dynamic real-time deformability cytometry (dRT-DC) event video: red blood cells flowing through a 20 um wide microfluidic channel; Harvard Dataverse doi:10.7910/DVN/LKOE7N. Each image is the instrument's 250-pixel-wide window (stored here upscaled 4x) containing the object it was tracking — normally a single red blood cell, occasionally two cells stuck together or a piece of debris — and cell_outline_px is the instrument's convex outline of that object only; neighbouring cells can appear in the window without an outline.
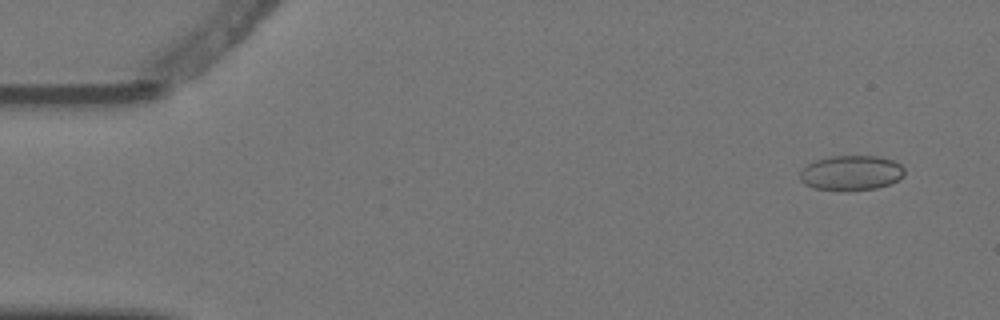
{"species": "Egyptian fruit bat (a non-hibernating species)", "species_latin": "Rousettus aegyptiacus", "temperature_condition": "warm", "stored_images_in_passage": 8, "camera_frame_rate_fps": 3000, "um_per_image_px": 0.085, "animal": {"sex": "female"}, "frame": {"image": 1, "passage_image": 1, "time_ms": 0.0, "image_size_px": [1000, 320], "cell_outline_px": [[904, 176], [892, 184], [876, 188], [848, 192], [840, 192], [812, 188], [804, 184], [800, 180], [800, 172], [808, 164], [816, 160], [832, 156], [880, 156], [892, 160], [900, 164], [904, 168]], "centroid_in_image_um": [72.36, 14.73], "position_along_channel_um": 12.6, "area_um2": 21.79}}
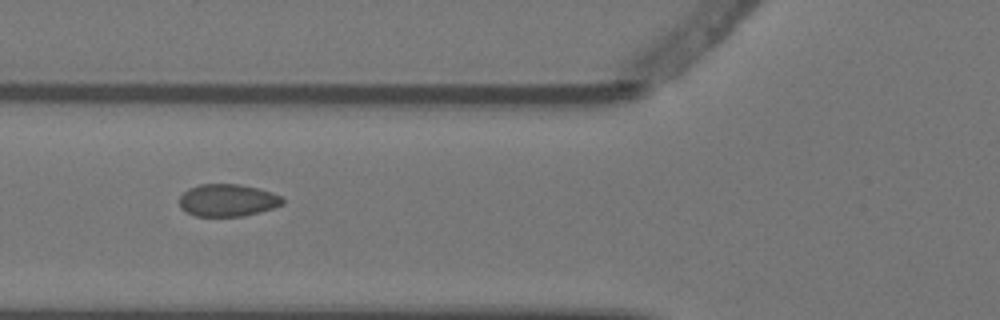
{"frame": {"image": 2, "passage_image": 5, "time_ms": 1.333, "image_size_px": [1000, 320], "cell_outline_px": [[284, 204], [260, 212], [244, 216], [196, 216], [180, 208], [180, 196], [188, 188], [200, 184], [240, 184], [272, 192], [280, 196], [284, 200]], "centroid_in_image_um": [19.35, 17.02], "position_along_channel_um": 106.5, "area_um2": 19.42}}
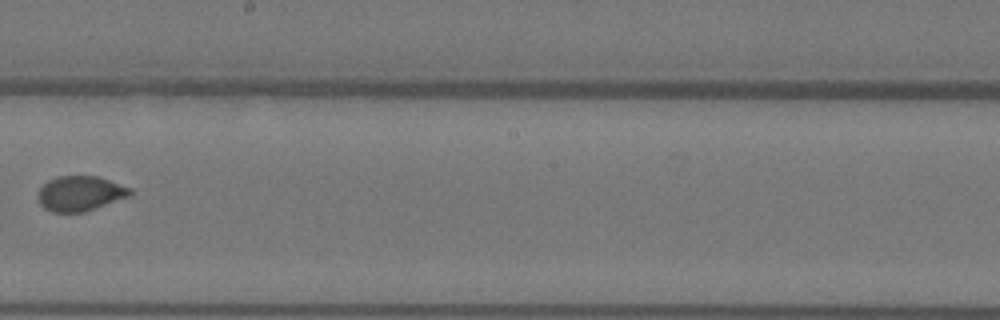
{"frame": {"image": 3, "passage_image": 8, "time_ms": 2.333, "image_size_px": [1000, 320], "cell_outline_px": [[132, 196], [84, 212], [52, 212], [44, 208], [40, 204], [36, 196], [36, 192], [48, 180], [56, 176], [100, 176], [132, 188]], "centroid_in_image_um": [6.82, 16.44], "position_along_channel_um": 241.4, "area_um2": 19.19}}